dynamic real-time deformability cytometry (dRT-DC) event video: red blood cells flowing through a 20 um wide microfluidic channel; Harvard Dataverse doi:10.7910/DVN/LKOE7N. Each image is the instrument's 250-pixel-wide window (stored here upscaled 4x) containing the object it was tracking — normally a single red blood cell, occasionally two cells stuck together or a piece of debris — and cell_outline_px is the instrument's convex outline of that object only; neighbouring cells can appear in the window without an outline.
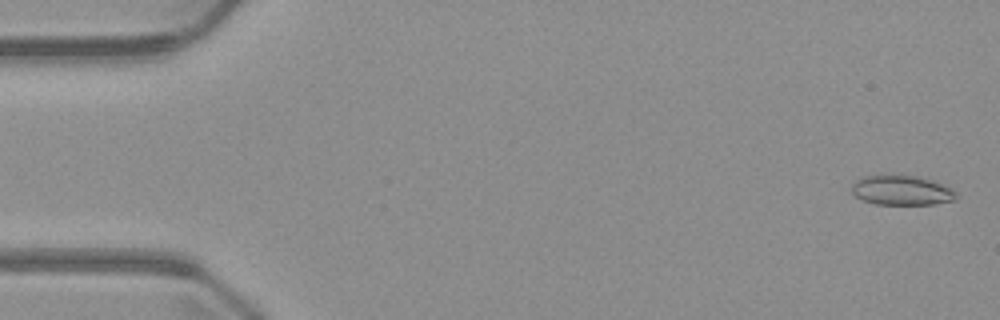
{"species": "common noctule bat (a hibernating species)", "species_latin": "Nyctalus noctula", "temperature_condition": "warm", "stored_images_in_passage": 5, "camera_frame_rate_fps": 3000, "um_per_image_px": 0.085, "animal": {"sex": "male", "body_mass_g": 23.1, "forearm_length_mm": 52.7}, "frame": {"image": 1, "passage_image": 1, "time_ms": 0.0, "image_size_px": [1000, 320], "cell_outline_px": [[956, 200], [932, 204], [876, 204], [860, 200], [852, 192], [852, 184], [860, 176], [880, 172], [916, 176], [936, 180], [956, 192]], "centroid_in_image_um": [76.58, 16.12], "position_along_channel_um": 8.4, "area_um2": 18.84}}